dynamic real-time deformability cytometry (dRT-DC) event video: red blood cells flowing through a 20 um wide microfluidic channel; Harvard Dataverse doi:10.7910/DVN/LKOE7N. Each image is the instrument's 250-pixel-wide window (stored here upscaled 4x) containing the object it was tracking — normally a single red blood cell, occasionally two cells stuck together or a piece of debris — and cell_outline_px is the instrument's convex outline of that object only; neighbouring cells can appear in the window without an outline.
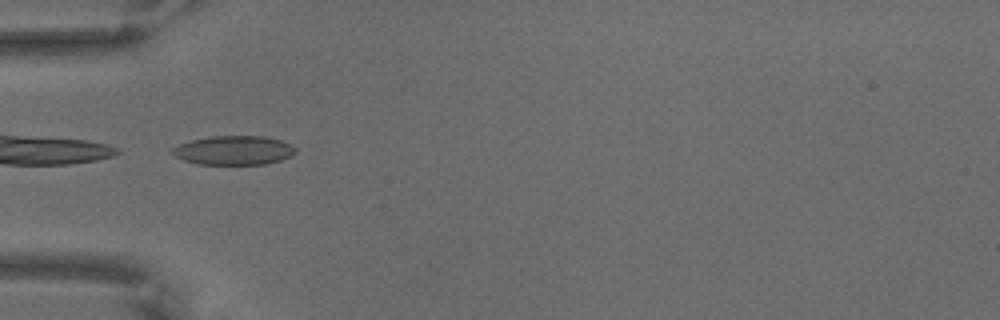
{"species": "common noctule bat (a hibernating species)", "species_latin": "Nyctalus noctula", "temperature_condition": "warm", "stored_images_in_passage": 45, "camera_frame_rate_fps": 3000, "um_per_image_px": 0.085, "animal": {"sex": "male", "body_mass_g": 18.8}, "frame": {"image": 1, "passage_image": 1, "time_ms": 0.0, "image_size_px": [1000, 320], "cell_outline_px": [[296, 152], [292, 156], [280, 160], [264, 164], [200, 164], [184, 160], [168, 152], [172, 148], [180, 144], [192, 140], [208, 136], [264, 136], [280, 140], [292, 144], [296, 148]], "centroid_in_image_um": [19.88, 12.77], "position_along_channel_um": 65.1, "area_um2": 20.92}}